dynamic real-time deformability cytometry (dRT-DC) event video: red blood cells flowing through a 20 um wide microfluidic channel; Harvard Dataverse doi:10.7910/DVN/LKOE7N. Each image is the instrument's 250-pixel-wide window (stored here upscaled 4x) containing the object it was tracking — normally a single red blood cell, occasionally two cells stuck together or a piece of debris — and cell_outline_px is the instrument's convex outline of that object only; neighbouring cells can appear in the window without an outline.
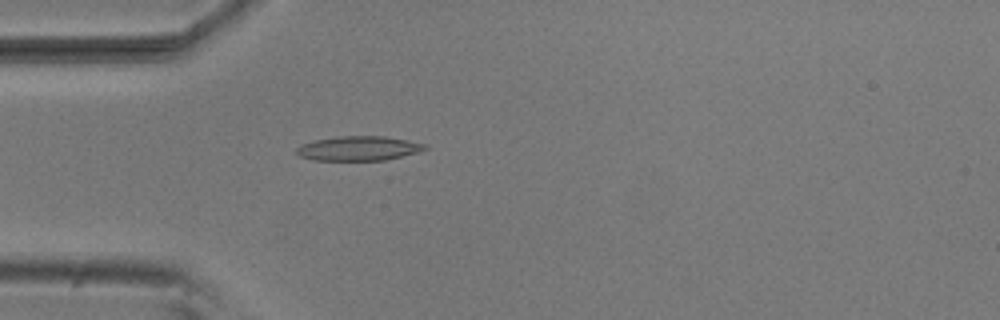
{"species": "common noctule bat (a hibernating species)", "species_latin": "Nyctalus noctula", "temperature_condition": "room temperature", "stored_images_in_passage": 5, "camera_frame_rate_fps": 3000, "um_per_image_px": 0.085, "animal": {"sex": "male", "body_mass_g": 20.5, "forearm_length_mm": 52.5}, "frame": {"image": 1, "passage_image": 5, "time_ms": 1.333, "image_size_px": [1000, 320], "cell_outline_px": [[428, 148], [416, 152], [384, 160], [312, 160], [300, 156], [296, 152], [296, 148], [300, 144], [316, 140], [340, 136], [384, 136], [408, 140], [428, 144]], "centroid_in_image_um": [30.47, 12.6], "position_along_channel_um": 54.5, "area_um2": 18.21}}